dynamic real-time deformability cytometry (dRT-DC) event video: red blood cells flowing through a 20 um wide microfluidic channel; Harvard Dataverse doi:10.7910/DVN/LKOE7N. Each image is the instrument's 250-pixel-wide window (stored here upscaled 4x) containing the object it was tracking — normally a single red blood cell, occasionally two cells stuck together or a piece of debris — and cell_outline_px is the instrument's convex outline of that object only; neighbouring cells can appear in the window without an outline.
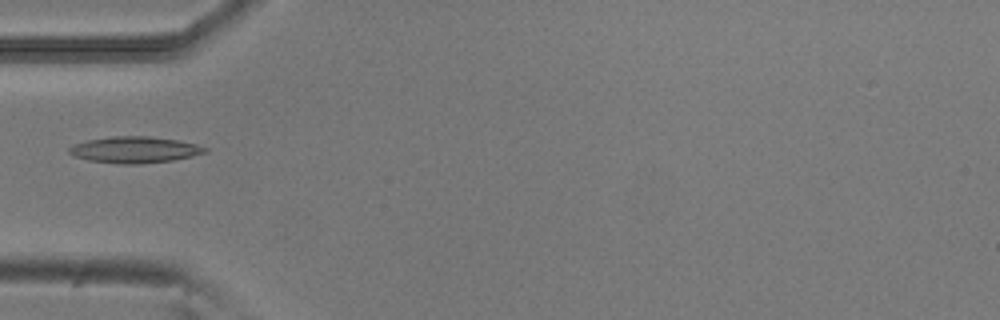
{"species": "common noctule bat (a hibernating species)", "species_latin": "Nyctalus noctula", "temperature_condition": "room temperature", "stored_images_in_passage": 1, "camera_frame_rate_fps": 3000, "um_per_image_px": 0.085, "animal": {"sex": "male", "body_mass_g": 20.5, "forearm_length_mm": 52.5}, "frame": {"image": 1, "passage_image": 1, "time_ms": 0.0, "image_size_px": [1000, 320], "cell_outline_px": [[208, 152], [192, 156], [172, 160], [140, 164], [120, 164], [88, 160], [72, 156], [68, 152], [68, 148], [76, 144], [88, 140], [112, 136], [148, 136], [176, 140], [196, 144], [208, 148]], "centroid_in_image_um": [11.44, 12.73], "position_along_channel_um": 73.6, "area_um2": 20.81}}